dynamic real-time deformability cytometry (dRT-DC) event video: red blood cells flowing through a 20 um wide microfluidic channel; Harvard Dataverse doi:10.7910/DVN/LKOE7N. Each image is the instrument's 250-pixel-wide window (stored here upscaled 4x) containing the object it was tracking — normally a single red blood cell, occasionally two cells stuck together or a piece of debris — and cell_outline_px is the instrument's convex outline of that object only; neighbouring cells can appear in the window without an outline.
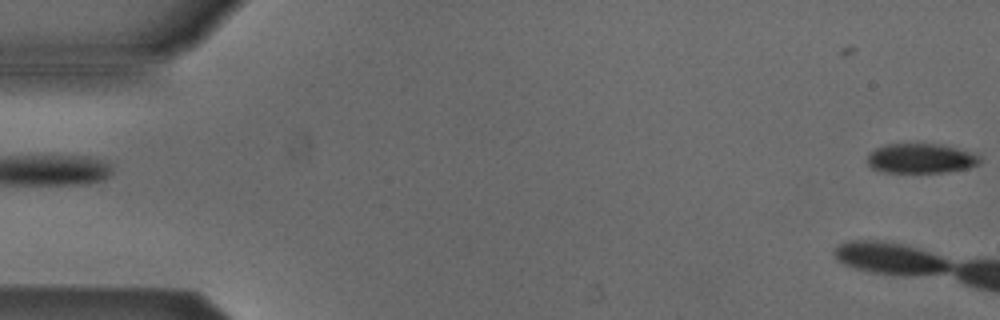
{"species": "Egyptian fruit bat (a non-hibernating species)", "species_latin": "Rousettus aegyptiacus", "temperature_condition": "cold", "stored_images_in_passage": 6, "camera_frame_rate_fps": 3000, "um_per_image_px": 0.085, "animal": {"sex": "male"}, "frame": {"image": 1, "passage_image": 1, "time_ms": 0.0, "image_size_px": [1000, 320], "cell_outline_px": [[980, 164], [968, 168], [944, 172], [884, 172], [872, 168], [868, 164], [868, 152], [884, 144], [940, 144], [972, 152], [980, 156]], "centroid_in_image_um": [78.27, 13.46], "position_along_channel_um": 6.7, "area_um2": 19.48}}
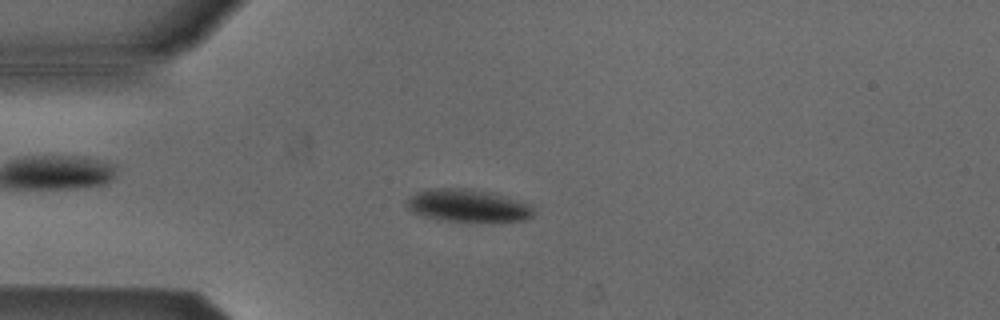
{"frame": {"image": 2, "passage_image": 5, "time_ms": 1.333, "image_size_px": [1000, 320], "cell_outline_px": [[536, 212], [532, 216], [524, 220], [444, 220], [424, 216], [412, 212], [404, 204], [404, 200], [416, 192], [432, 188], [468, 188], [492, 192], [520, 200], [528, 204]], "centroid_in_image_um": [39.72, 17.44], "position_along_channel_um": 45.3, "area_um2": 23.87}}
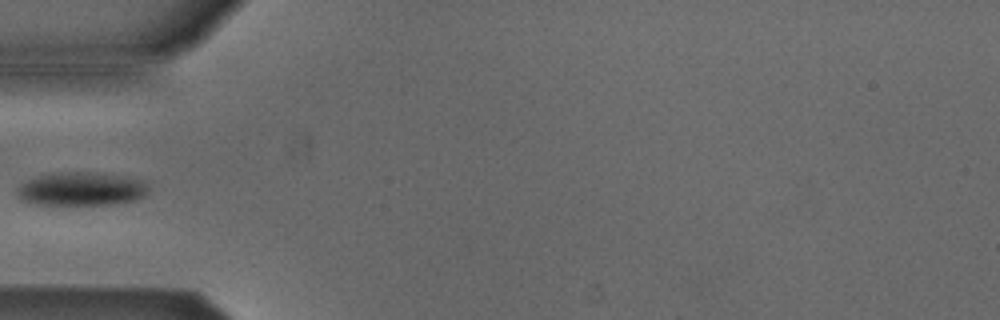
{"frame": {"image": 3, "passage_image": 6, "time_ms": 1.667, "image_size_px": [1000, 320], "cell_outline_px": [[148, 192], [144, 196], [136, 200], [112, 204], [36, 204], [20, 200], [20, 188], [28, 180], [40, 176], [68, 172], [88, 172], [124, 176], [144, 180], [148, 184]], "centroid_in_image_um": [7.03, 16.07], "position_along_channel_um": 78.0, "area_um2": 25.09}}